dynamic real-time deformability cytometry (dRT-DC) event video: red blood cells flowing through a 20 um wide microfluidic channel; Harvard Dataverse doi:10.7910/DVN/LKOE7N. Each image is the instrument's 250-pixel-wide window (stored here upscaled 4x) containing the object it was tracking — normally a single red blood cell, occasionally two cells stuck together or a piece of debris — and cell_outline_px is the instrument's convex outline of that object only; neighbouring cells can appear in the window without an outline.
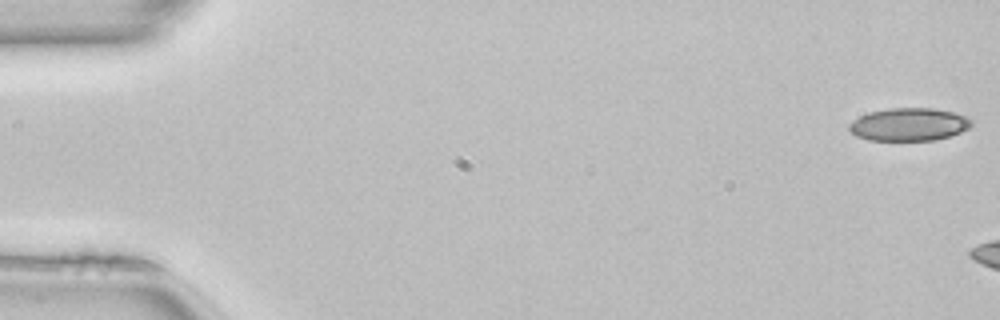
{"species": "common noctule bat (a hibernating species)", "species_latin": "Nyctalus noctula", "temperature_condition": "room temperature", "stored_images_in_passage": 12, "camera_frame_rate_fps": 3000, "um_per_image_px": 0.085, "animal": {"sex": "female", "body_mass_g": 22.7, "forearm_length_mm": 54.2}, "frame": {"image": 1, "passage_image": 1, "time_ms": 0.0, "image_size_px": [1000, 320], "cell_outline_px": [[972, 124], [968, 128], [960, 132], [936, 140], [868, 140], [856, 136], [848, 128], [848, 124], [852, 120], [868, 112], [888, 108], [932, 108], [952, 112], [964, 116], [972, 120]], "centroid_in_image_um": [77.22, 10.57], "position_along_channel_um": 7.8, "area_um2": 23.35}}